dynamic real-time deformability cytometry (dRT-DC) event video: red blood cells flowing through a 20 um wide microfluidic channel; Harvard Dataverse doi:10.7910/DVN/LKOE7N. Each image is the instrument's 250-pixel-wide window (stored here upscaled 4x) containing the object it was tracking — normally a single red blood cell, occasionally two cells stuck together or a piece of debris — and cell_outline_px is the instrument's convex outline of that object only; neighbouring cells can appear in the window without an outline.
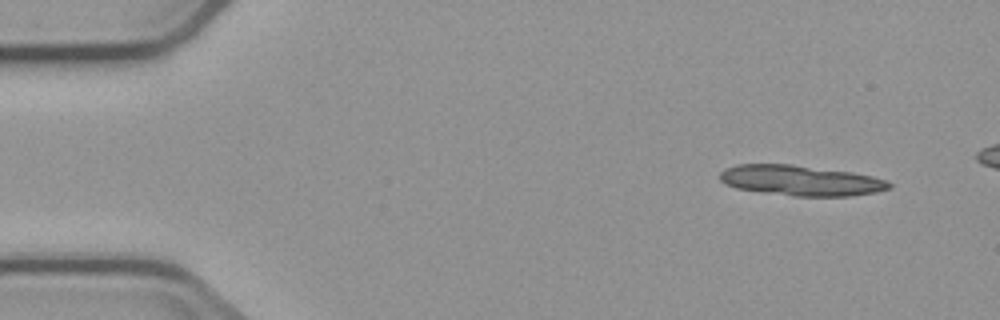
{"species": "common noctule bat (a hibernating species)", "species_latin": "Nyctalus noctula", "temperature_condition": "cold", "stored_images_in_passage": 5, "camera_frame_rate_fps": 3000, "um_per_image_px": 0.085, "animal": {"sex": "male", "body_mass_g": 23.1, "forearm_length_mm": 52.7}, "frame": {"image": 1, "passage_image": 1, "time_ms": 0.0, "image_size_px": [1000, 320], "cell_outline_px": [[892, 188], [876, 192], [848, 196], [792, 196], [736, 188], [720, 180], [720, 172], [724, 168], [736, 164], [792, 164], [852, 172], [872, 176], [888, 180], [892, 184]], "centroid_in_image_um": [68.09, 15.33], "position_along_channel_um": 16.9, "area_um2": 30.0}}